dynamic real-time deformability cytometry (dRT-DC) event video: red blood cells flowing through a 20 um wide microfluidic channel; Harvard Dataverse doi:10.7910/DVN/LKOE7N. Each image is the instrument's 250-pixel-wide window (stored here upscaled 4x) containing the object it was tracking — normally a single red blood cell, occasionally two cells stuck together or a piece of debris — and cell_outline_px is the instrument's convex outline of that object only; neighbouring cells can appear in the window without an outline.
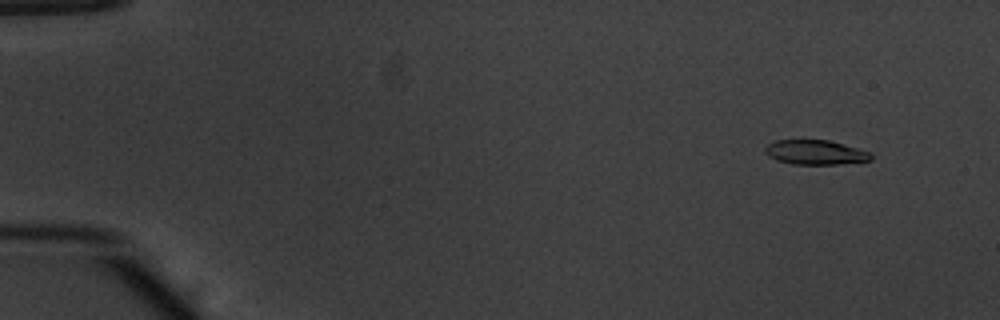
{"species": "common noctule bat (a hibernating species)", "species_latin": "Nyctalus noctula", "temperature_condition": "warm", "stored_images_in_passage": 51, "camera_frame_rate_fps": 3000, "um_per_image_px": 0.085, "animal": {"sex": "male", "body_mass_g": 20.1, "forearm_length_mm": 53.5}, "frame": {"image": 1, "passage_image": 2, "time_ms": 0.333, "image_size_px": [1000, 320], "cell_outline_px": [[872, 160], [836, 164], [792, 164], [768, 156], [764, 152], [764, 148], [768, 144], [776, 140], [828, 140], [872, 152]], "centroid_in_image_um": [69.31, 12.94], "position_along_channel_um": 15.7, "area_um2": 15.03}}
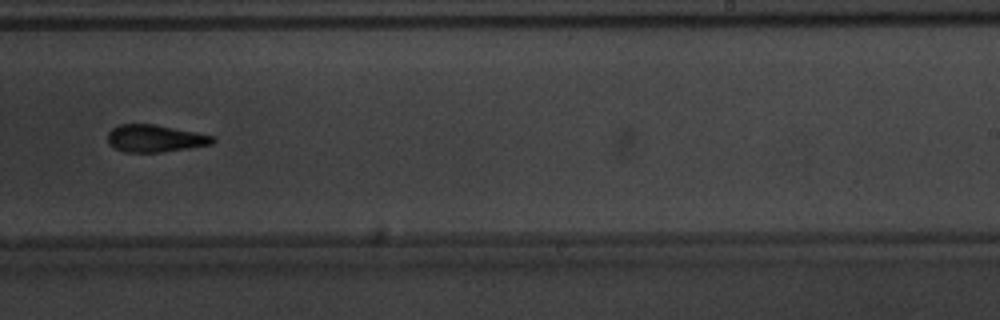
{"frame": {"image": 2, "passage_image": 32, "time_ms": 10.333, "image_size_px": [1000, 320], "cell_outline_px": [[216, 140], [212, 144], [188, 148], [160, 152], [124, 152], [108, 144], [108, 132], [112, 128], [120, 124], [152, 124], [212, 136]], "centroid_in_image_um": [13.12, 11.77], "position_along_channel_um": 275.9, "area_um2": 16.36}}
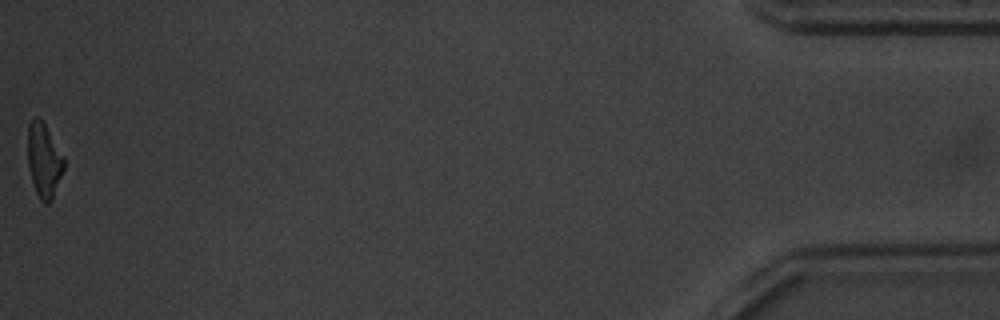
{"frame": {"image": 3, "passage_image": 51, "time_ms": 16.667, "image_size_px": [1000, 320], "cell_outline_px": [[64, 168], [52, 200], [48, 204], [44, 204], [40, 200], [36, 192], [32, 180], [28, 164], [28, 124], [36, 116], [44, 124], [64, 156]], "centroid_in_image_um": [3.74, 13.66], "position_along_channel_um": 431.5, "area_um2": 15.43}, "authors_computed_cell_mechanics": {"area_um2": 16.7042, "velocity_mm_per_s": 3.8639, "shape_relaxation_time_tau1_ms": 2.83, "shape_relaxation_time_tau2_ms": 7.3128, "deformation_change_tau1": 0.1683, "deformation_change_tau2": 0.1997}}